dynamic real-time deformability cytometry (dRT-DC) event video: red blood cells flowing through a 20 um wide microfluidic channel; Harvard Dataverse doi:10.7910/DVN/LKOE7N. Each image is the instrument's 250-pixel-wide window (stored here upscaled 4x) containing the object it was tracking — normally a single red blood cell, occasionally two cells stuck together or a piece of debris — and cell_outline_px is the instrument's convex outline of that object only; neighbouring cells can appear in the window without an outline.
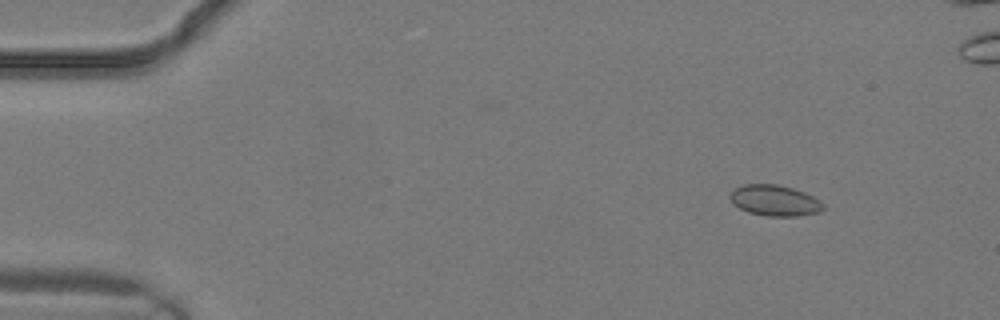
{"species": "common noctule bat (a hibernating species)", "species_latin": "Nyctalus noctula", "temperature_condition": "warm", "stored_images_in_passage": 3, "camera_frame_rate_fps": 3000, "um_per_image_px": 0.085, "animal": {"sex": "male", "body_mass_g": 19.2, "forearm_length_mm": 51.8}, "frame": {"image": 1, "passage_image": 1, "time_ms": 0.0, "image_size_px": [1000, 320], "cell_outline_px": [[824, 208], [820, 212], [796, 216], [768, 216], [748, 212], [740, 208], [728, 196], [736, 188], [744, 184], [776, 184], [792, 188], [804, 192], [812, 196], [824, 204]], "centroid_in_image_um": [65.87, 17.04], "position_along_channel_um": 19.1, "area_um2": 16.53}}